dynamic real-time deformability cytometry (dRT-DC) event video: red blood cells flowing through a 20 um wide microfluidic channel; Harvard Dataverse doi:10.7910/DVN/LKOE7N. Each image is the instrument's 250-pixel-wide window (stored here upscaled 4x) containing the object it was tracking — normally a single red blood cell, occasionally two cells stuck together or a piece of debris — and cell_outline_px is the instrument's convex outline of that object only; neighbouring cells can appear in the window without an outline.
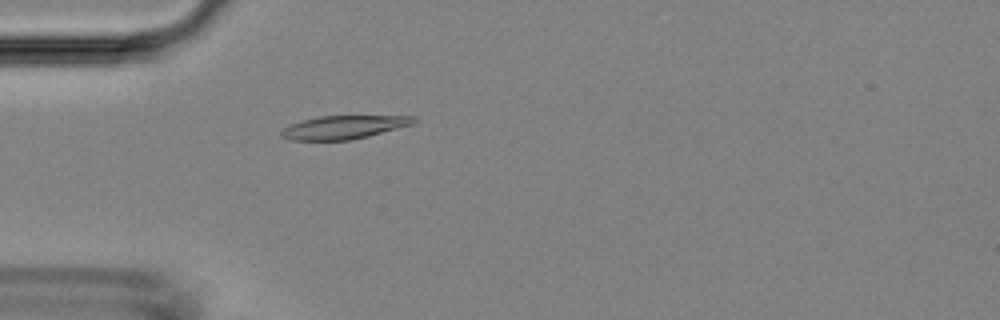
{"species": "Egyptian fruit bat (a non-hibernating species)", "species_latin": "Rousettus aegyptiacus", "temperature_condition": "room temperature", "stored_images_in_passage": 50, "camera_frame_rate_fps": 3000, "um_per_image_px": 0.085, "animal": {"sex": "female"}, "frame": {"image": 1, "passage_image": 15, "time_ms": 4.667, "image_size_px": [1000, 320], "cell_outline_px": [[420, 120], [416, 124], [352, 140], [288, 140], [280, 136], [280, 132], [284, 128], [292, 124], [304, 120], [320, 116], [416, 116]], "centroid_in_image_um": [29.3, 10.82], "position_along_channel_um": 55.7, "area_um2": 18.15}}
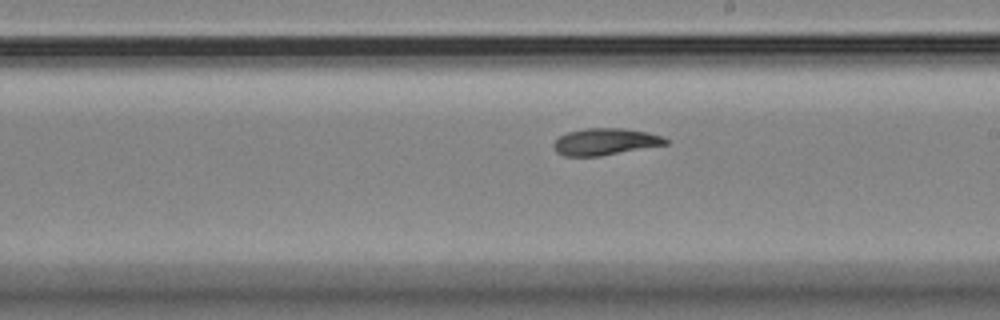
{"frame": {"image": 2, "passage_image": 29, "time_ms": 9.333, "image_size_px": [1000, 320], "cell_outline_px": [[668, 144], [600, 156], [564, 156], [556, 152], [552, 148], [552, 144], [560, 136], [568, 132], [584, 128], [624, 128], [648, 132], [664, 136], [668, 140]], "centroid_in_image_um": [51.44, 12.04], "position_along_channel_um": 237.6, "area_um2": 17.63}}
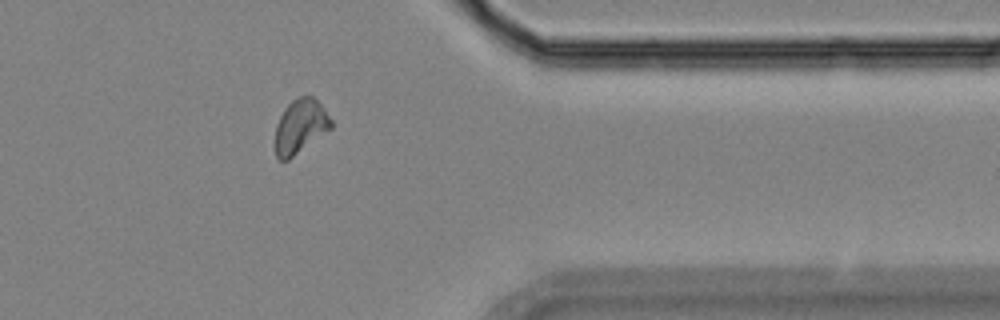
{"frame": {"image": 3, "passage_image": 41, "time_ms": 13.333, "image_size_px": [1000, 320], "cell_outline_px": [[332, 128], [288, 160], [280, 160], [276, 156], [276, 124], [284, 108], [292, 100], [300, 96], [312, 96], [320, 104], [332, 120]], "centroid_in_image_um": [25.53, 10.73], "position_along_channel_um": 385.9, "area_um2": 17.4}}